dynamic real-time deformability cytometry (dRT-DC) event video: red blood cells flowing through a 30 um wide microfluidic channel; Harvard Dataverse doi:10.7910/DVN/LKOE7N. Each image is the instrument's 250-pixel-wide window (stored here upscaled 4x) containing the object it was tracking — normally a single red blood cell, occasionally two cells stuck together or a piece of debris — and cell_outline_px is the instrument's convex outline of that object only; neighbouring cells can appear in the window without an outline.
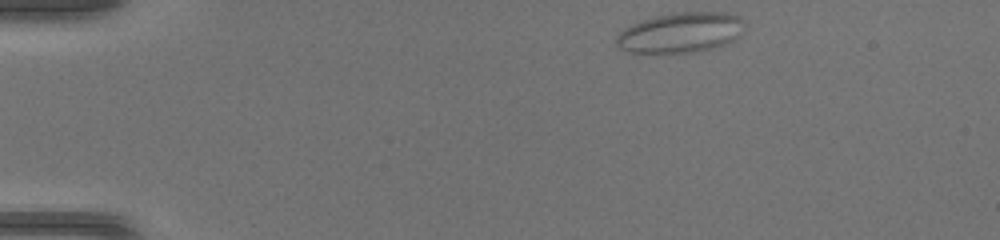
{"species": "common noctule bat (a hibernating species)", "species_latin": "Nyctalus noctula", "temperature_condition": "warm", "stored_images_in_passage": 40, "camera_frame_rate_fps": 3000, "um_per_image_px": 0.085, "animal": {"sex": "female", "body_mass_g": 17.0, "forearm_length_mm": 48.0}, "frame": {"image": 1, "passage_image": 1, "time_ms": 0.0, "image_size_px": [1000, 240], "cell_outline_px": [[744, 20], [740, 36], [736, 40], [724, 44], [696, 52], [628, 52], [620, 48], [616, 44], [616, 36], [624, 28], [632, 24], [668, 12], [728, 12], [740, 16]], "centroid_in_image_um": [57.88, 2.75], "position_along_channel_um": 27.1, "area_um2": 30.06}}
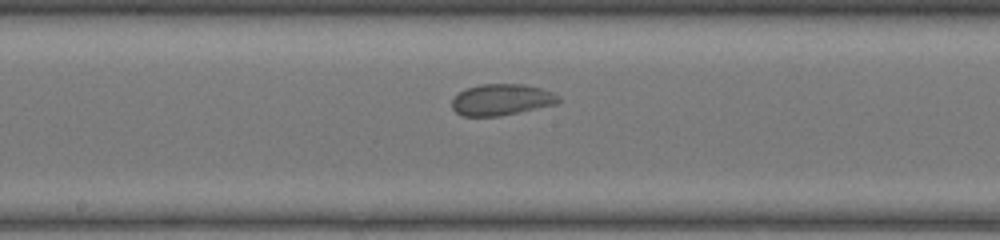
{"frame": {"image": 2, "passage_image": 19, "time_ms": 6.0, "image_size_px": [1000, 240], "cell_outline_px": [[560, 100], [556, 104], [500, 116], [460, 116], [452, 108], [452, 100], [460, 92], [468, 88], [480, 84], [524, 84], [540, 88], [552, 92], [560, 96]], "centroid_in_image_um": [42.63, 8.48], "position_along_channel_um": 205.6, "area_um2": 19.36}}
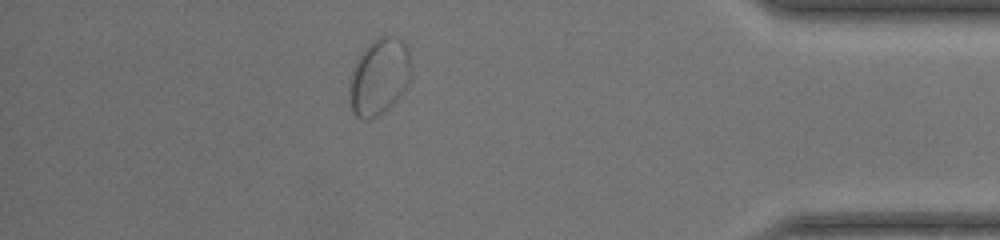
{"frame": {"image": 3, "passage_image": 35, "time_ms": 11.333, "image_size_px": [1000, 240], "cell_outline_px": [[412, 68], [408, 84], [400, 96], [388, 108], [376, 116], [368, 120], [364, 120], [356, 116], [352, 112], [348, 92], [348, 80], [352, 68], [356, 60], [364, 48], [376, 36], [396, 36], [408, 44], [412, 64]], "centroid_in_image_um": [32.23, 6.48], "position_along_channel_um": 403.0, "area_um2": 28.32}}